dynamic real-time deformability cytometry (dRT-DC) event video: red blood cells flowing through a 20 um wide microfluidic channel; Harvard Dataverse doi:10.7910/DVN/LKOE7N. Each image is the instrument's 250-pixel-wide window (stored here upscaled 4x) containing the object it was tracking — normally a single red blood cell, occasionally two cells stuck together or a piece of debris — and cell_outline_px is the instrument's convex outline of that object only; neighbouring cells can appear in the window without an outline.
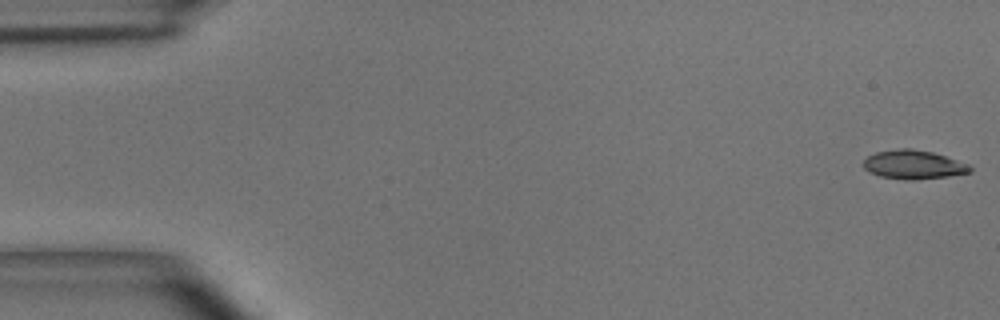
{"species": "common noctule bat (a hibernating species)", "species_latin": "Nyctalus noctula", "temperature_condition": "room temperature", "stored_images_in_passage": 54, "camera_frame_rate_fps": 3000, "um_per_image_px": 0.085, "animal": {"sex": "male", "body_mass_g": 15.6}, "frame": {"image": 1, "passage_image": 1, "time_ms": 0.0, "image_size_px": [1000, 320], "cell_outline_px": [[972, 172], [948, 176], [916, 180], [904, 180], [880, 176], [868, 172], [864, 168], [864, 160], [868, 156], [876, 152], [900, 148], [912, 148], [932, 152], [968, 164], [972, 168]], "centroid_in_image_um": [77.63, 14.0], "position_along_channel_um": 7.4, "area_um2": 17.92}}
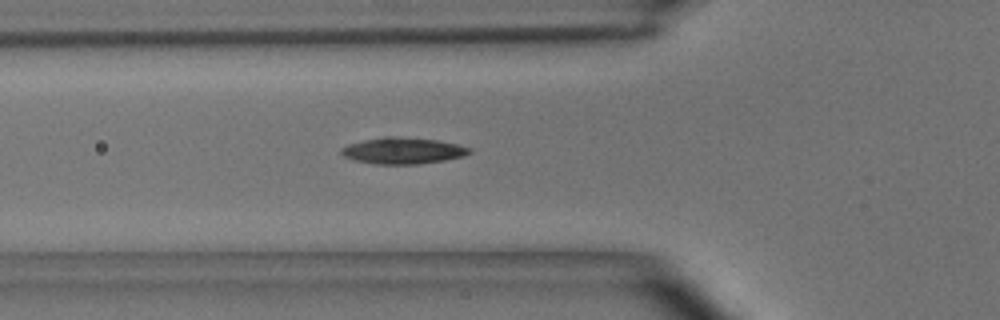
{"frame": {"image": 2, "passage_image": 19, "time_ms": 6.0, "image_size_px": [1000, 320], "cell_outline_px": [[472, 152], [464, 156], [444, 160], [420, 164], [376, 164], [356, 160], [344, 156], [340, 152], [340, 148], [348, 144], [364, 140], [384, 136], [396, 136], [436, 140], [456, 144], [472, 148]], "centroid_in_image_um": [34.25, 12.8], "position_along_channel_um": 91.5, "area_um2": 19.65}}
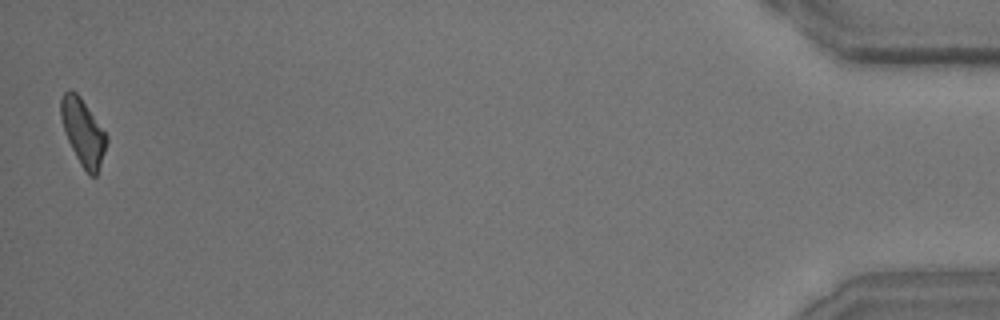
{"frame": {"image": 3, "passage_image": 54, "time_ms": 17.667, "image_size_px": [1000, 320], "cell_outline_px": [[108, 140], [96, 176], [88, 176], [80, 164], [68, 140], [60, 116], [60, 100], [64, 92], [68, 88], [72, 88], [80, 96], [104, 132]], "centroid_in_image_um": [7.03, 11.2], "position_along_channel_um": 428.2, "area_um2": 17.34}, "authors_computed_cell_mechanics": {"area_um2": 18.2937, "velocity_mm_per_s": 3.6532, "shape_relaxation_time_tau1_ms": 5.2323, "shape_relaxation_time_tau2_ms": 6.6449, "deformation_change_tau1": 0.1593, "deformation_change_tau2": 0.1508}}